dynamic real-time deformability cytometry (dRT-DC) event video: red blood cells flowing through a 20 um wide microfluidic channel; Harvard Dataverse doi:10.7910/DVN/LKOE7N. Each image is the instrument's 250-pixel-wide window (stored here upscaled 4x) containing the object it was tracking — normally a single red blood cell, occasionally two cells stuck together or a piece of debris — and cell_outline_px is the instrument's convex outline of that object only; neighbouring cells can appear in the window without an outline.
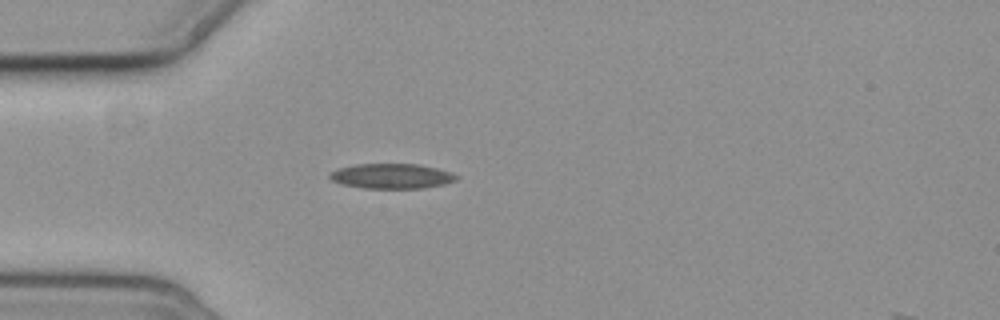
{"species": "common noctule bat (a hibernating species)", "species_latin": "Nyctalus noctula", "temperature_condition": "cold", "stored_images_in_passage": 2, "camera_frame_rate_fps": 3000, "um_per_image_px": 0.085, "animal": {"sex": "female", "body_mass_g": 19.3, "forearm_length_mm": 54.1}, "frame": {"image": 1, "passage_image": 1, "time_ms": 0.0, "image_size_px": [1000, 320], "cell_outline_px": [[460, 176], [456, 180], [444, 184], [420, 188], [364, 188], [344, 184], [332, 180], [328, 176], [328, 172], [336, 168], [356, 164], [420, 164], [452, 172]], "centroid_in_image_um": [33.28, 14.95], "position_along_channel_um": 51.7, "area_um2": 18.5}}